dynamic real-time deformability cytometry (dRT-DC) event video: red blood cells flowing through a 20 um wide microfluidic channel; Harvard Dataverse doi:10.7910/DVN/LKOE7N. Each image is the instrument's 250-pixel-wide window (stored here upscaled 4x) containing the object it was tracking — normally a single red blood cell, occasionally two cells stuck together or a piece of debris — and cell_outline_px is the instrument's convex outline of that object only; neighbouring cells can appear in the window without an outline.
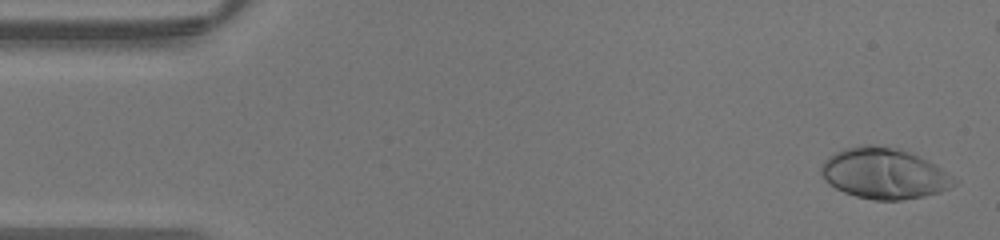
{"species": "human", "species_latin": "Homo sapiens", "temperature_condition": "warm", "stored_images_in_passage": 39, "camera_frame_rate_fps": 3000, "um_per_image_px": 0.085, "donor": {"sex": "male"}, "frame": {"image": 1, "passage_image": 1, "time_ms": 0.0, "image_size_px": [1000, 240], "cell_outline_px": [[960, 180], [956, 184], [940, 192], [924, 196], [900, 200], [872, 200], [856, 196], [844, 192], [836, 188], [824, 180], [820, 172], [820, 168], [824, 160], [828, 156], [844, 148], [864, 144], [872, 144], [900, 148], [940, 168]], "centroid_in_image_um": [75.12, 14.74], "position_along_channel_um": 9.9, "area_um2": 39.3}}
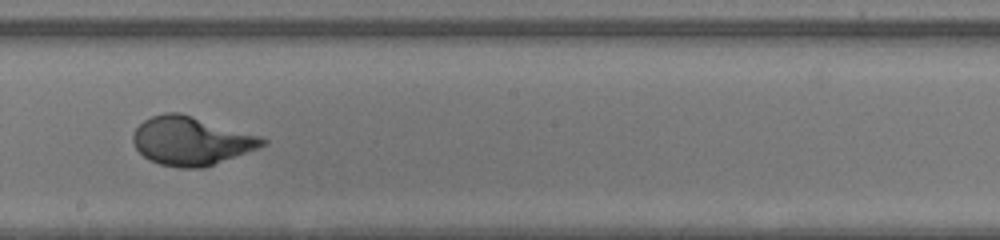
{"frame": {"image": 2, "passage_image": 23, "time_ms": 7.333, "image_size_px": [1000, 240], "cell_outline_px": [[268, 144], [212, 164], [200, 168], [176, 168], [160, 164], [144, 156], [136, 148], [132, 140], [132, 136], [136, 128], [144, 120], [152, 116], [164, 112], [180, 112], [260, 136], [268, 140]], "centroid_in_image_um": [16.22, 11.96], "position_along_channel_um": 232.0, "area_um2": 36.18}}
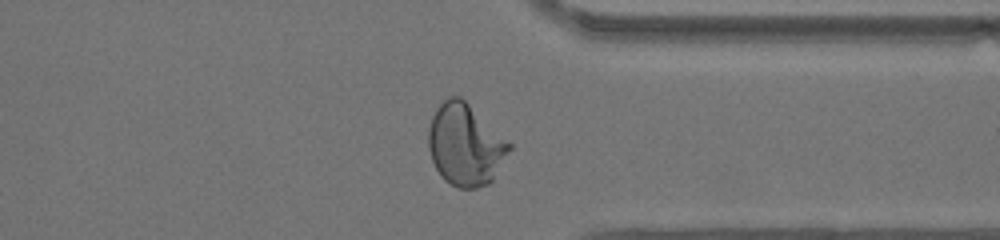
{"frame": {"image": 3, "passage_image": 32, "time_ms": 10.333, "image_size_px": [1000, 240], "cell_outline_px": [[512, 148], [492, 180], [488, 184], [476, 188], [456, 188], [444, 180], [436, 168], [432, 160], [428, 148], [428, 132], [432, 116], [436, 108], [448, 96], [460, 96], [512, 144]], "centroid_in_image_um": [39.54, 12.31], "position_along_channel_um": 371.9, "area_um2": 38.38}}